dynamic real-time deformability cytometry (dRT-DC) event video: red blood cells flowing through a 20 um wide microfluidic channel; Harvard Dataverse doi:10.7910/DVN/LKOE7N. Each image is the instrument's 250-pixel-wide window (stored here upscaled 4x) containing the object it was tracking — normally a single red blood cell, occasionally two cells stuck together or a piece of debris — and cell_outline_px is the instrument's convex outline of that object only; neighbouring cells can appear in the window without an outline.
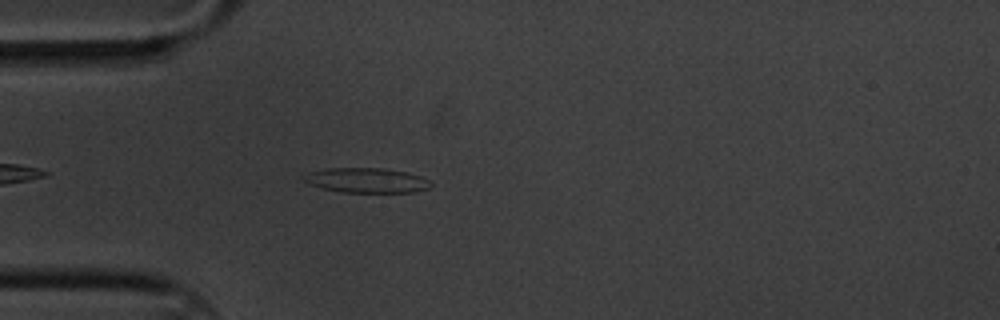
{"species": "common noctule bat (a hibernating species)", "species_latin": "Nyctalus noctula", "temperature_condition": "cold", "stored_images_in_passage": 46, "camera_frame_rate_fps": 3000, "um_per_image_px": 0.085, "animal": {"sex": "male", "body_mass_g": 20.1, "forearm_length_mm": 53.5}, "frame": {"image": 1, "passage_image": 3, "time_ms": 0.667, "image_size_px": [1000, 320], "cell_outline_px": [[432, 184], [428, 188], [412, 192], [344, 192], [324, 188], [308, 184], [304, 180], [304, 176], [308, 172], [328, 168], [384, 168], [404, 172], [420, 176], [428, 180]], "centroid_in_image_um": [31.14, 15.32], "position_along_channel_um": 53.9, "area_um2": 18.09}}
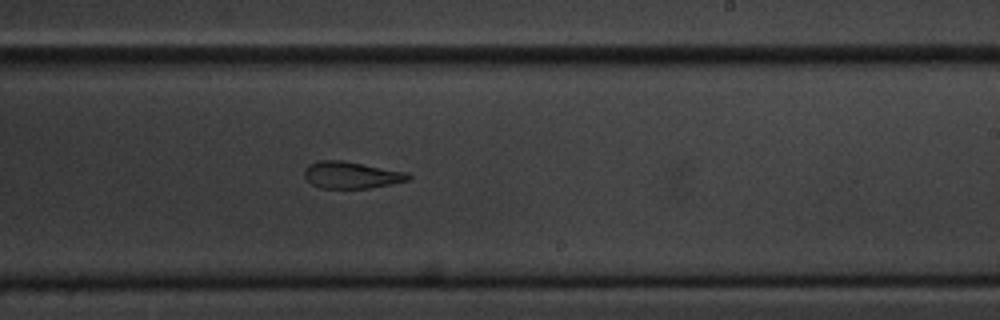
{"frame": {"image": 2, "passage_image": 22, "time_ms": 7.0, "image_size_px": [1000, 320], "cell_outline_px": [[412, 176], [408, 180], [392, 184], [368, 188], [320, 188], [312, 184], [304, 176], [304, 168], [308, 164], [320, 160], [344, 160], [408, 172]], "centroid_in_image_um": [29.87, 14.86], "position_along_channel_um": 259.1, "area_um2": 16.42}}
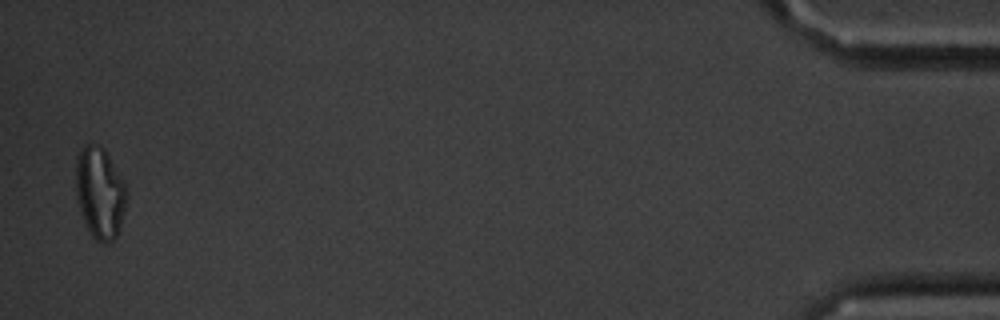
{"frame": {"image": 3, "passage_image": 45, "time_ms": 14.667, "image_size_px": [1000, 320], "cell_outline_px": [[128, 192], [124, 212], [120, 228], [116, 236], [108, 244], [104, 244], [96, 240], [88, 232], [80, 212], [76, 200], [76, 160], [80, 148], [84, 144], [96, 144], [104, 148], [124, 180]], "centroid_in_image_um": [8.49, 16.4], "position_along_channel_um": 426.7, "area_um2": 27.57}, "authors_computed_cell_mechanics": {"area_um2": 17.7735, "velocity_mm_per_s": 3.3377, "shape_relaxation_time_tau1_ms": 6.1067, "shape_relaxation_time_tau2_ms": 3.6521, "deformation_change_tau1": 0.1604, "deformation_change_tau2": 0.1229}}